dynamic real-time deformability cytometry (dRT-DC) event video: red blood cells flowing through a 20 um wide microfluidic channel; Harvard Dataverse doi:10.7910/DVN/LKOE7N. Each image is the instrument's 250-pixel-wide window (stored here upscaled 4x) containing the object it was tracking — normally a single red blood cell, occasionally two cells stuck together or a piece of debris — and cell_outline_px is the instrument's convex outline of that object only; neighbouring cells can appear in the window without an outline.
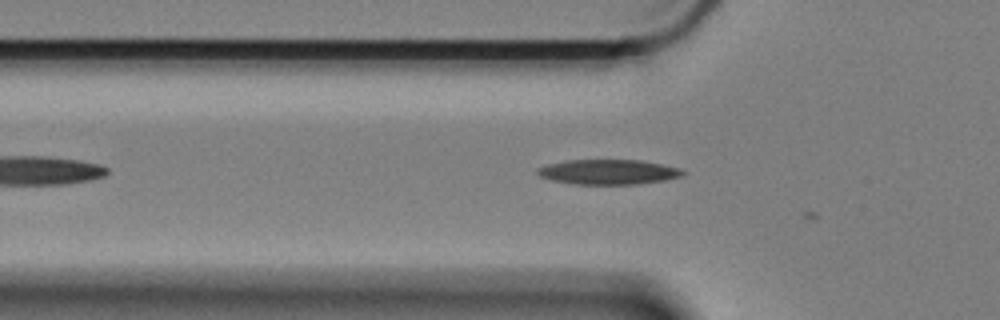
{"species": "Egyptian fruit bat (a non-hibernating species)", "species_latin": "Rousettus aegyptiacus", "temperature_condition": "cold", "stored_images_in_passage": 4, "camera_frame_rate_fps": 3000, "um_per_image_px": 0.085, "animal": {"sex": "female"}, "frame": {"image": 1, "passage_image": 3, "time_ms": 0.667, "image_size_px": [1000, 320], "cell_outline_px": [[684, 172], [680, 176], [664, 180], [636, 184], [572, 184], [552, 180], [540, 176], [536, 172], [536, 168], [548, 164], [568, 160], [640, 160], [680, 168]], "centroid_in_image_um": [51.66, 14.61], "position_along_channel_um": 74.1, "area_um2": 20.92}}